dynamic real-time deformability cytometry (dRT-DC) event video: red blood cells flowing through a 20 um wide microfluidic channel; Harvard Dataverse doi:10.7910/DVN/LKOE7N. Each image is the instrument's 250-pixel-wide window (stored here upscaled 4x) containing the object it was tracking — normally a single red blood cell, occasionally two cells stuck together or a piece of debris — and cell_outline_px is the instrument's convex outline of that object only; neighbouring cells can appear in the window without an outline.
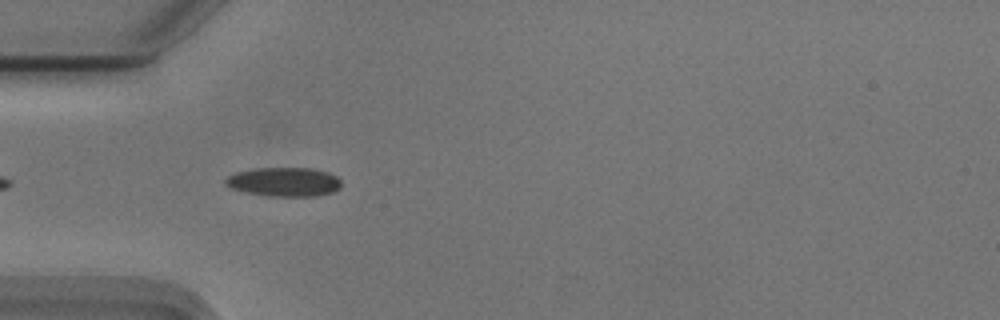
{"species": "Egyptian fruit bat (a non-hibernating species)", "species_latin": "Rousettus aegyptiacus", "temperature_condition": "cold", "stored_images_in_passage": 7, "camera_frame_rate_fps": 3000, "um_per_image_px": 0.085, "animal": {"sex": "male"}, "frame": {"image": 1, "passage_image": 4, "time_ms": 1.0, "image_size_px": [1000, 320], "cell_outline_px": [[340, 188], [332, 192], [316, 196], [268, 196], [244, 192], [232, 188], [224, 184], [224, 180], [228, 176], [236, 172], [252, 168], [308, 168], [328, 172], [336, 176], [340, 180]], "centroid_in_image_um": [24.12, 15.46], "position_along_channel_um": 60.9, "area_um2": 19.65}}